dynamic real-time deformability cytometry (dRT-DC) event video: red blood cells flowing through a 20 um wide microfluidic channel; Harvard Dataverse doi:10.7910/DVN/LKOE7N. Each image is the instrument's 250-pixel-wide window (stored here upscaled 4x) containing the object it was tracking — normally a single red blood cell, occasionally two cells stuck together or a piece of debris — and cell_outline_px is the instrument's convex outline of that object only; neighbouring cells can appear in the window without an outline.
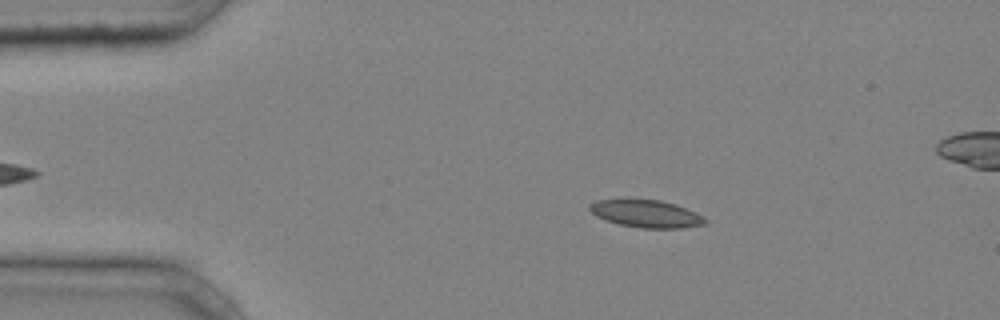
{"species": "common noctule bat (a hibernating species)", "species_latin": "Nyctalus noctula", "temperature_condition": "cold", "stored_images_in_passage": 45, "camera_frame_rate_fps": 3000, "um_per_image_px": 0.085, "animal": {"sex": "male", "body_mass_g": 20.4}, "frame": {"image": 1, "passage_image": 8, "time_ms": 2.333, "image_size_px": [1000, 320], "cell_outline_px": [[708, 220], [704, 224], [684, 228], [640, 228], [620, 224], [604, 220], [596, 216], [588, 208], [588, 204], [596, 200], [660, 200], [676, 204], [696, 212], [704, 216]], "centroid_in_image_um": [54.94, 18.17], "position_along_channel_um": 30.1, "area_um2": 18.5}}
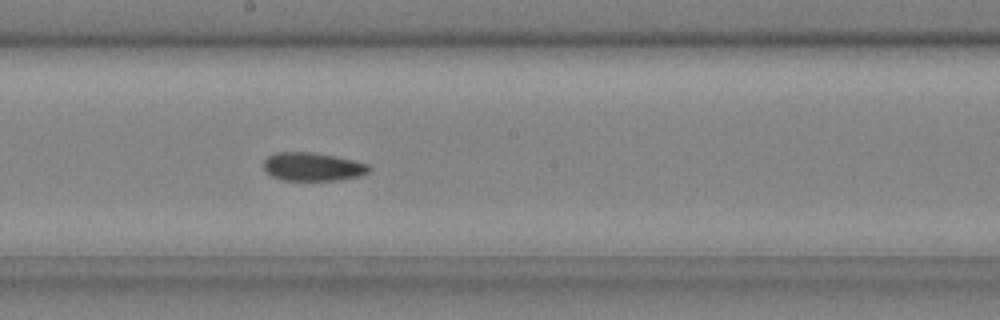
{"frame": {"image": 2, "passage_image": 25, "time_ms": 8.0, "image_size_px": [1000, 320], "cell_outline_px": [[368, 172], [360, 176], [336, 180], [284, 180], [272, 176], [264, 168], [264, 160], [268, 156], [276, 152], [312, 152], [352, 160], [368, 164]], "centroid_in_image_um": [26.54, 14.17], "position_along_channel_um": 221.7, "area_um2": 17.11}}
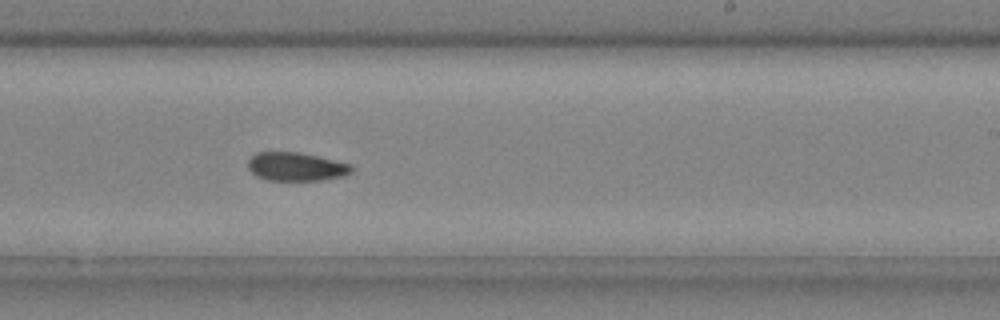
{"frame": {"image": 3, "passage_image": 28, "time_ms": 9.0, "image_size_px": [1000, 320], "cell_outline_px": [[352, 172], [344, 176], [320, 180], [268, 180], [256, 176], [248, 168], [248, 160], [256, 152], [300, 152], [352, 164]], "centroid_in_image_um": [25.17, 14.16], "position_along_channel_um": 263.8, "area_um2": 17.22}}